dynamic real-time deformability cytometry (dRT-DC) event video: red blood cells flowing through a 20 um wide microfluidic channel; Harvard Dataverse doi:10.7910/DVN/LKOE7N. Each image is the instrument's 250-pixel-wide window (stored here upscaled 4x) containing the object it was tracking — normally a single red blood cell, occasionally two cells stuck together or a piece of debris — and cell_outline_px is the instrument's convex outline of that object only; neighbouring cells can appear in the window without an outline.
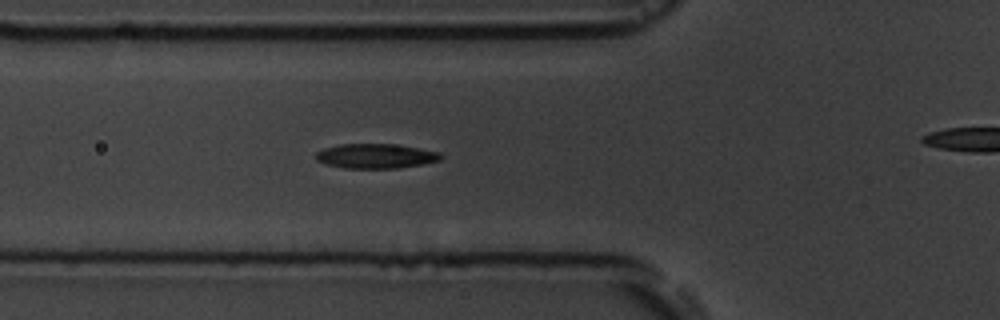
{"species": "common noctule bat (a hibernating species)", "species_latin": "Nyctalus noctula", "temperature_condition": "room temperature", "stored_images_in_passage": 6, "segment_of_instrument_passage": [1, 2], "camera_frame_rate_fps": 3000, "um_per_image_px": 0.085, "animal": {"sex": "male", "body_mass_g": 19.5, "forearm_length_mm": 54.6}, "frame": {"image": 1, "passage_image": 5, "time_ms": 4.667, "image_size_px": [1000, 320], "cell_outline_px": [[444, 156], [440, 160], [400, 168], [344, 168], [324, 164], [316, 160], [316, 152], [324, 148], [340, 144], [392, 144], [440, 152]], "centroid_in_image_um": [31.9, 13.27], "position_along_channel_um": 93.9, "area_um2": 17.86}}